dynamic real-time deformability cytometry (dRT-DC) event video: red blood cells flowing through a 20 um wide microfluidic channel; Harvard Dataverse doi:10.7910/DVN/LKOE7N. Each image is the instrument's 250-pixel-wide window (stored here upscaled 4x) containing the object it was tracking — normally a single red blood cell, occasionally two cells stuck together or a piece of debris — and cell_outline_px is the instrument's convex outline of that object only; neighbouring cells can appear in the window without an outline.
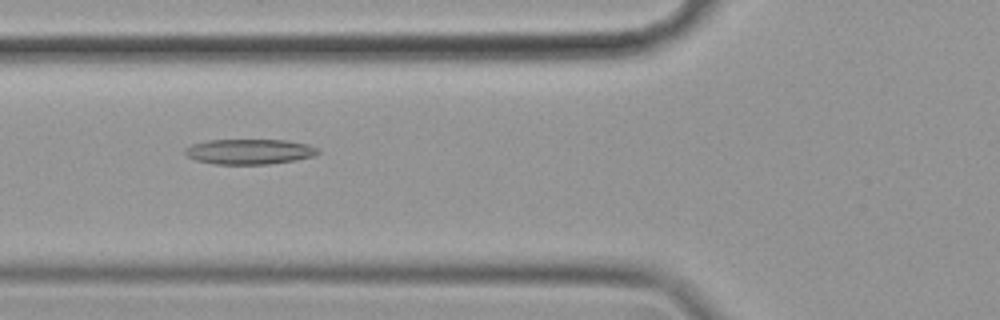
{"species": "common noctule bat (a hibernating species)", "species_latin": "Nyctalus noctula", "temperature_condition": "cold", "stored_images_in_passage": 32, "camera_frame_rate_fps": 3000, "um_per_image_px": 0.085, "animal": {"sex": "female", "body_mass_g": 19.9}, "frame": {"image": 1, "passage_image": 9, "time_ms": 2.667, "image_size_px": [1000, 320], "cell_outline_px": [[320, 152], [312, 156], [296, 160], [268, 164], [216, 164], [196, 160], [184, 156], [184, 148], [192, 144], [208, 140], [288, 140], [308, 144], [316, 148]], "centroid_in_image_um": [21.16, 12.88], "position_along_channel_um": 104.6, "area_um2": 19.59}}
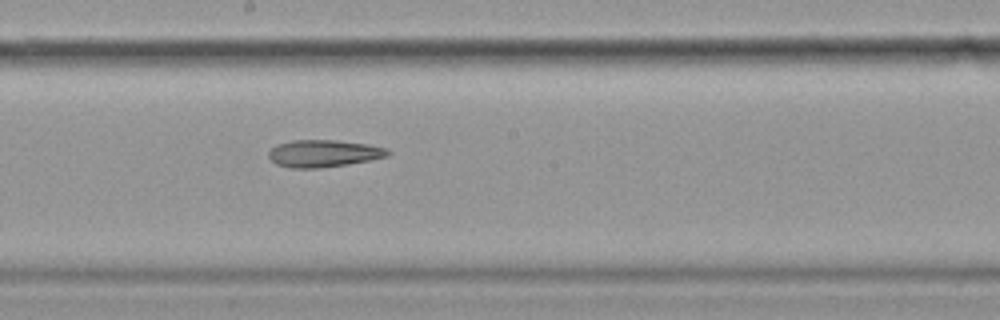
{"frame": {"image": 2, "passage_image": 19, "time_ms": 6.0, "image_size_px": [1000, 320], "cell_outline_px": [[392, 152], [388, 156], [348, 164], [320, 168], [292, 168], [276, 164], [268, 156], [268, 152], [276, 144], [292, 140], [336, 140], [368, 144], [384, 148]], "centroid_in_image_um": [27.48, 13.04], "position_along_channel_um": 220.7, "area_um2": 18.84}}
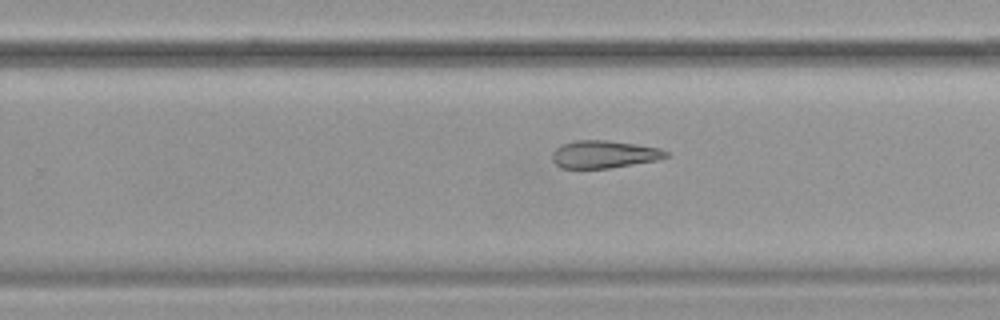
{"frame": {"image": 3, "passage_image": 24, "time_ms": 7.667, "image_size_px": [1000, 320], "cell_outline_px": [[668, 156], [656, 160], [608, 168], [560, 168], [552, 160], [552, 152], [560, 144], [576, 140], [608, 140], [636, 144], [660, 148], [668, 152]], "centroid_in_image_um": [51.3, 13.1], "position_along_channel_um": 278.5, "area_um2": 18.26}}